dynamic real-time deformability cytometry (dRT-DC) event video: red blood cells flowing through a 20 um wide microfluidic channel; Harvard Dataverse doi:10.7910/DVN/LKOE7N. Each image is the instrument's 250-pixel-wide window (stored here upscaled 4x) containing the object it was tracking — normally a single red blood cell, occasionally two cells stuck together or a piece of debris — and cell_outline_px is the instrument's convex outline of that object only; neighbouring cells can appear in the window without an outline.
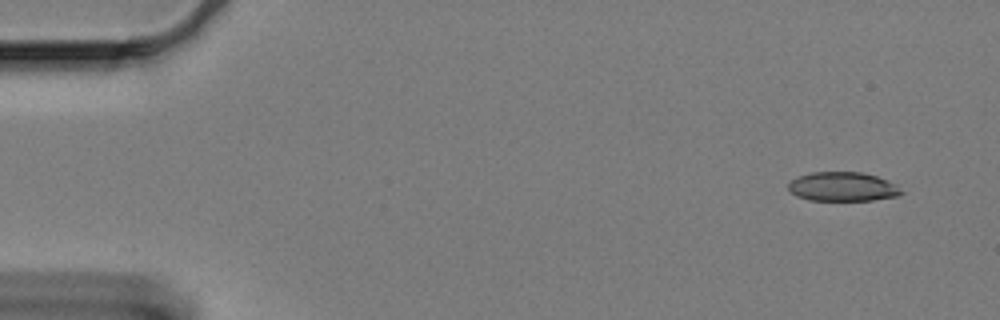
{"species": "Egyptian fruit bat (a non-hibernating species)", "species_latin": "Rousettus aegyptiacus", "temperature_condition": "cold", "stored_images_in_passage": 57, "camera_frame_rate_fps": 3000, "um_per_image_px": 0.085, "animal": {"sex": "female"}, "frame": {"image": 1, "passage_image": 1, "time_ms": 0.0, "image_size_px": [1000, 320], "cell_outline_px": [[904, 192], [896, 196], [872, 200], [808, 200], [796, 196], [788, 188], [788, 184], [792, 180], [800, 176], [812, 172], [860, 172], [876, 176], [888, 180], [896, 184]], "centroid_in_image_um": [71.64, 15.87], "position_along_channel_um": 13.4, "area_um2": 19.07}}
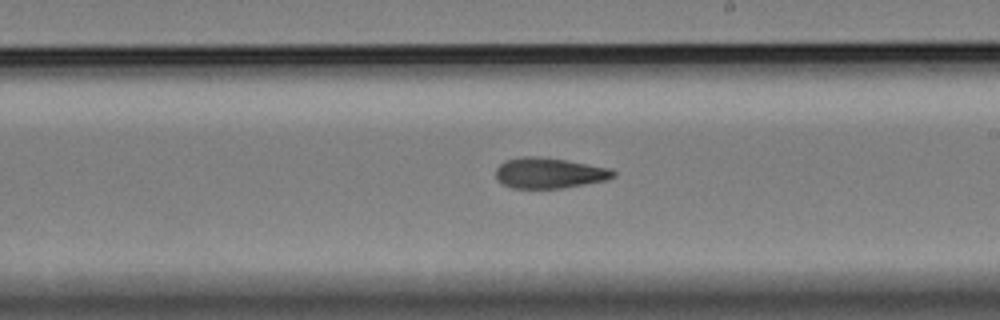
{"frame": {"image": 2, "passage_image": 32, "time_ms": 10.333, "image_size_px": [1000, 320], "cell_outline_px": [[616, 176], [604, 180], [584, 184], [560, 188], [512, 188], [496, 180], [496, 168], [504, 160], [524, 156], [536, 156], [564, 160], [612, 168], [616, 172]], "centroid_in_image_um": [46.66, 14.7], "position_along_channel_um": 242.3, "area_um2": 20.87}}
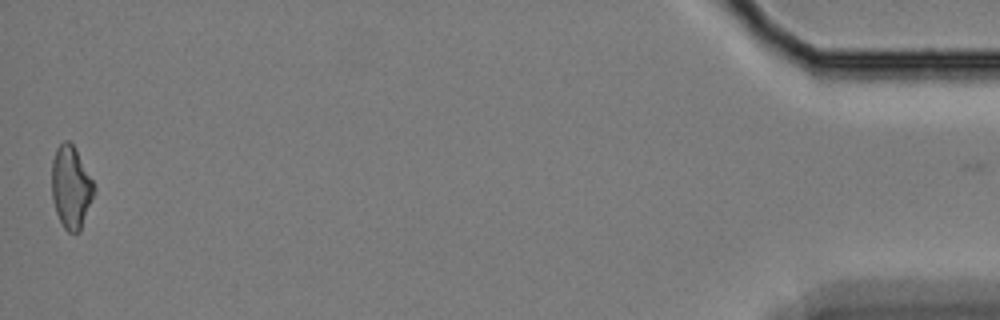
{"frame": {"image": 3, "passage_image": 57, "time_ms": 18.667, "image_size_px": [1000, 320], "cell_outline_px": [[96, 188], [80, 232], [68, 232], [64, 228], [56, 212], [52, 200], [52, 160], [56, 148], [64, 140], [68, 140], [76, 148]], "centroid_in_image_um": [6.03, 15.9], "position_along_channel_um": 429.2, "area_um2": 20.29}, "authors_computed_cell_mechanics": {"area_um2": 20.7502, "velocity_mm_per_s": 3.3077, "shape_relaxation_time_tau1_ms": null, "shape_relaxation_time_tau2_ms": 7.7887, "deformation_change_tau1": null, "deformation_change_tau2": 0.1659}}